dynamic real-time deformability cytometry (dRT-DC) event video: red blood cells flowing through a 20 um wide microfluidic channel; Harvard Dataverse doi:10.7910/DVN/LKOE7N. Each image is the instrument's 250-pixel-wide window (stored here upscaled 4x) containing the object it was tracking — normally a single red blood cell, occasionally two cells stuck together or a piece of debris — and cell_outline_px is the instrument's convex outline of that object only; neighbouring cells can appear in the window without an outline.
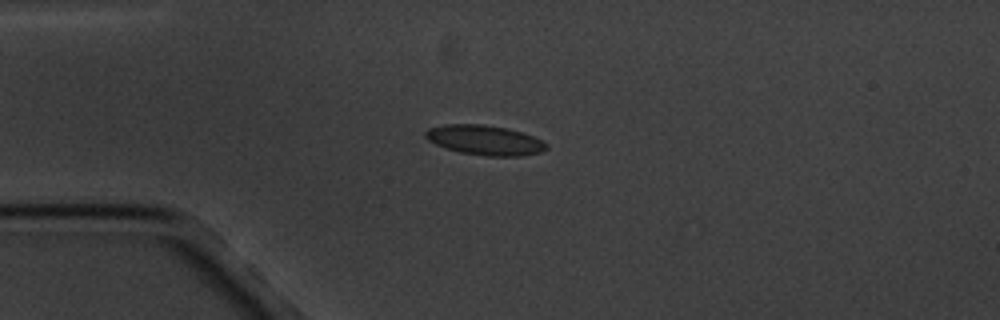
{"species": "common noctule bat (a hibernating species)", "species_latin": "Nyctalus noctula", "temperature_condition": "cold", "stored_images_in_passage": 10, "camera_frame_rate_fps": 3000, "um_per_image_px": 0.085, "animal": {"sex": "male", "body_mass_g": 20.1, "forearm_length_mm": 53.5}, "frame": {"image": 1, "passage_image": 4, "time_ms": 3.333, "image_size_px": [1000, 320], "cell_outline_px": [[548, 148], [540, 152], [520, 156], [488, 156], [460, 152], [436, 144], [428, 140], [424, 136], [424, 132], [428, 128], [444, 124], [484, 124], [508, 128], [532, 136], [548, 144]], "centroid_in_image_um": [41.19, 11.9], "position_along_channel_um": 43.8, "area_um2": 20.92}}
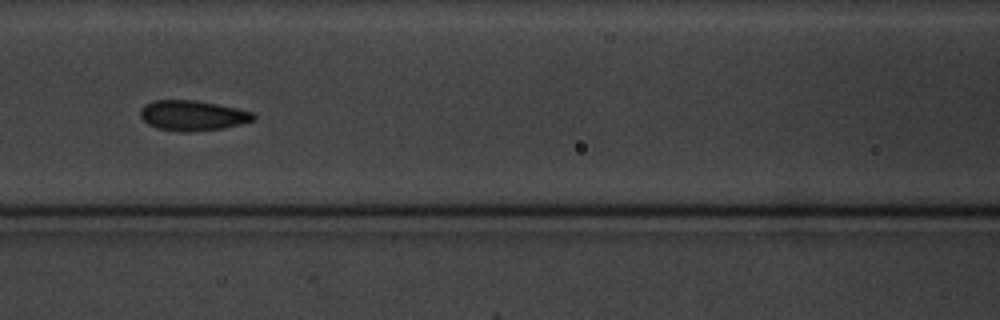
{"frame": {"image": 2, "passage_image": 7, "time_ms": 7.0, "image_size_px": [1000, 320], "cell_outline_px": [[256, 116], [252, 120], [240, 124], [224, 128], [188, 132], [176, 132], [156, 128], [148, 124], [140, 116], [140, 108], [144, 104], [152, 100], [196, 100], [236, 108], [252, 112]], "centroid_in_image_um": [16.31, 9.82], "position_along_channel_um": 150.3, "area_um2": 20.0}}
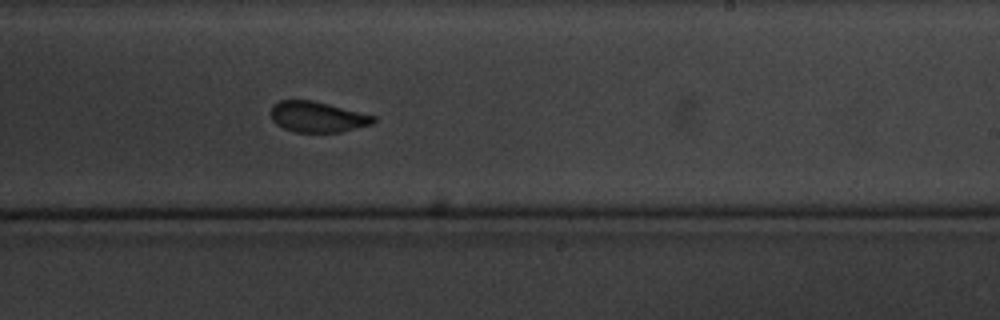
{"frame": {"image": 3, "passage_image": 10, "time_ms": 10.333, "image_size_px": [1000, 320], "cell_outline_px": [[376, 120], [372, 124], [340, 132], [296, 132], [284, 128], [276, 124], [272, 120], [272, 104], [280, 100], [312, 100], [376, 116]], "centroid_in_image_um": [26.98, 9.93], "position_along_channel_um": 262.0, "area_um2": 18.21}}